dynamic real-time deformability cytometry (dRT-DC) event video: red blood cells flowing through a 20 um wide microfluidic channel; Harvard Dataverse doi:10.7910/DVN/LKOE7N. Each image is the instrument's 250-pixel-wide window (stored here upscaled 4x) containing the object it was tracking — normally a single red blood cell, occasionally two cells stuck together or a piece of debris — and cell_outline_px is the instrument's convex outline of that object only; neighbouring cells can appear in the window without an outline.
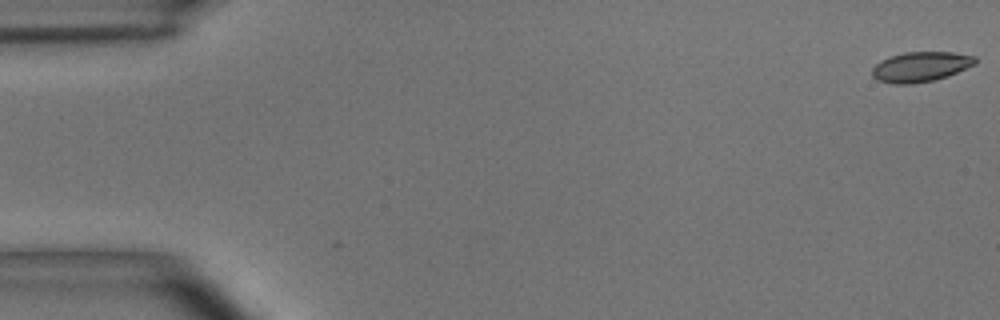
{"species": "common noctule bat (a hibernating species)", "species_latin": "Nyctalus noctula", "temperature_condition": "room temperature", "stored_images_in_passage": 2, "camera_frame_rate_fps": 3000, "um_per_image_px": 0.085, "animal": {"sex": "male", "body_mass_g": 15.6}, "frame": {"image": 1, "passage_image": 2, "time_ms": 0.333, "image_size_px": [1000, 320], "cell_outline_px": [[976, 64], [948, 76], [932, 80], [912, 84], [892, 84], [876, 80], [872, 76], [872, 68], [880, 60], [888, 56], [904, 52], [952, 52], [976, 56]], "centroid_in_image_um": [78.23, 5.67], "position_along_channel_um": 6.8, "area_um2": 18.21}}